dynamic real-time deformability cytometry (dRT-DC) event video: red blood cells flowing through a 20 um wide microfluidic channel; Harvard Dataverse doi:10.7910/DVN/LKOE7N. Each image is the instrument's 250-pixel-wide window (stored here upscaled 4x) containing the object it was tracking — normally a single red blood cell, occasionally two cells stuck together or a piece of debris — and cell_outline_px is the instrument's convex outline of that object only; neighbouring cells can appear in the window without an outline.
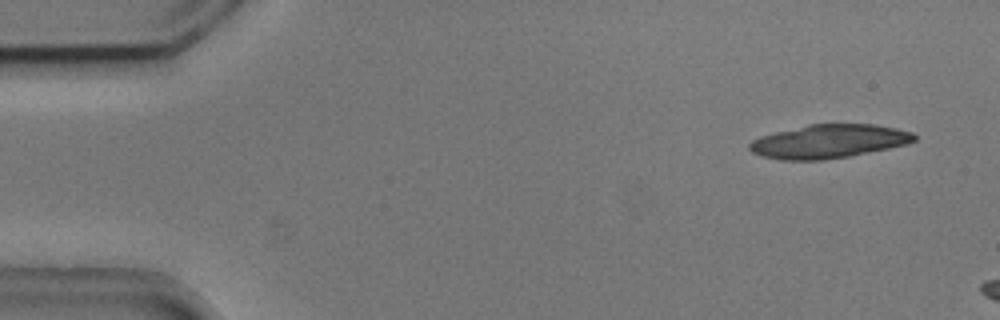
{"species": "common noctule bat (a hibernating species)", "species_latin": "Nyctalus noctula", "temperature_condition": "cold", "stored_images_in_passage": 3, "camera_frame_rate_fps": 3000, "um_per_image_px": 0.085, "animal": {"sex": "male", "body_mass_g": 20.5, "forearm_length_mm": 52.5}, "frame": {"image": 1, "passage_image": 1, "time_ms": 0.0, "image_size_px": [1000, 320], "cell_outline_px": [[916, 140], [904, 144], [888, 148], [848, 156], [820, 160], [780, 160], [760, 156], [752, 152], [748, 148], [748, 144], [752, 140], [760, 136], [808, 124], [872, 124], [896, 128], [912, 132], [916, 136]], "centroid_in_image_um": [70.39, 12.01], "position_along_channel_um": 14.6, "area_um2": 32.14}}